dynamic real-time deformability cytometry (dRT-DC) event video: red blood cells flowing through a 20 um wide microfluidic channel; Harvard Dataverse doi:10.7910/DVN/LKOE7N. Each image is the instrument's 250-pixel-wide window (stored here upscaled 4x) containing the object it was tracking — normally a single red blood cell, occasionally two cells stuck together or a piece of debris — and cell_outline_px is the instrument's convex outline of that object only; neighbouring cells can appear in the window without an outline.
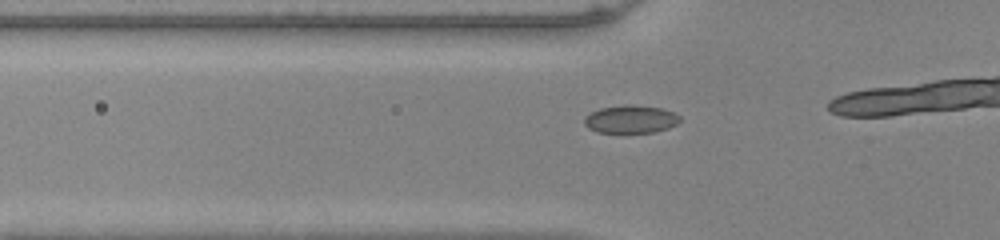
{"species": "common noctule bat (a hibernating species)", "species_latin": "Nyctalus noctula", "temperature_condition": "warm", "stored_images_in_passage": 10, "camera_frame_rate_fps": 3000, "um_per_image_px": 0.085, "animal": {"sex": "male", "body_mass_g": 20.0, "forearm_length_mm": 53.3}, "frame": {"image": 1, "passage_image": 5, "time_ms": 1.333, "image_size_px": [1000, 240], "cell_outline_px": [[680, 120], [676, 124], [668, 128], [652, 132], [596, 132], [588, 128], [584, 124], [584, 116], [600, 108], [624, 104], [628, 104], [660, 108], [672, 112], [680, 116]], "centroid_in_image_um": [53.57, 10.13], "position_along_channel_um": 72.2, "area_um2": 15.43}}
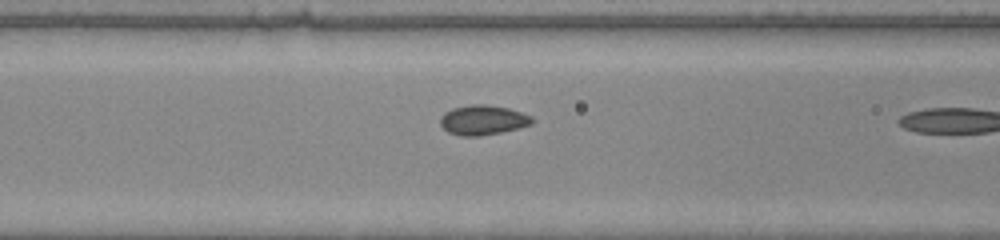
{"frame": {"image": 2, "passage_image": 9, "time_ms": 2.667, "image_size_px": [1000, 240], "cell_outline_px": [[536, 120], [532, 124], [500, 132], [480, 136], [460, 136], [448, 132], [440, 124], [440, 116], [444, 112], [452, 108], [472, 104], [484, 104], [508, 108], [532, 116]], "centroid_in_image_um": [41.03, 10.2], "position_along_channel_um": 125.6, "area_um2": 15.95}}